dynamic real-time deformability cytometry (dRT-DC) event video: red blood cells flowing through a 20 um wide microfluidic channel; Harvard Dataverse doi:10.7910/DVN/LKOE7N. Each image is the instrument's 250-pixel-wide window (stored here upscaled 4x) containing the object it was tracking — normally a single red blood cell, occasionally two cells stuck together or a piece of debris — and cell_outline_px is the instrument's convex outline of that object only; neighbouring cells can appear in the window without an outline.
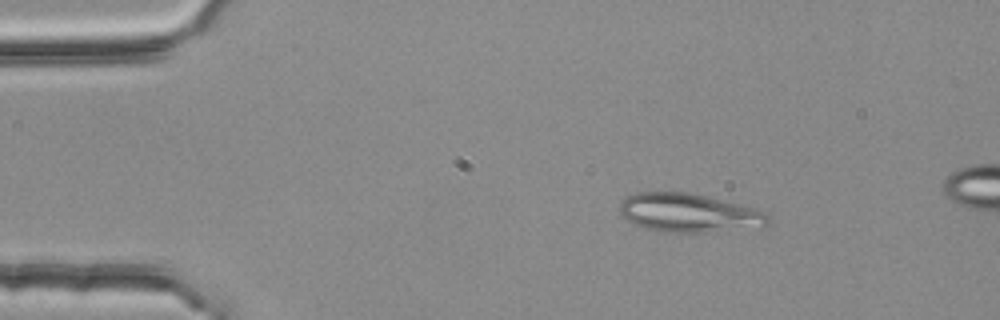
{"species": "common noctule bat (a hibernating species)", "species_latin": "Nyctalus noctula", "temperature_condition": "room temperature", "stored_images_in_passage": 3, "camera_frame_rate_fps": 3000, "um_per_image_px": 0.085, "animal": {"sex": "female", "body_mass_g": 25.1}, "frame": {"image": 1, "passage_image": 1, "time_ms": 0.0, "image_size_px": [1000, 320], "cell_outline_px": [[768, 224], [764, 228], [700, 232], [664, 232], [644, 228], [628, 220], [620, 212], [620, 200], [636, 192], [688, 192], [736, 204], [760, 212], [768, 216]], "centroid_in_image_um": [58.5, 18.11], "position_along_channel_um": 26.5, "area_um2": 32.95}}